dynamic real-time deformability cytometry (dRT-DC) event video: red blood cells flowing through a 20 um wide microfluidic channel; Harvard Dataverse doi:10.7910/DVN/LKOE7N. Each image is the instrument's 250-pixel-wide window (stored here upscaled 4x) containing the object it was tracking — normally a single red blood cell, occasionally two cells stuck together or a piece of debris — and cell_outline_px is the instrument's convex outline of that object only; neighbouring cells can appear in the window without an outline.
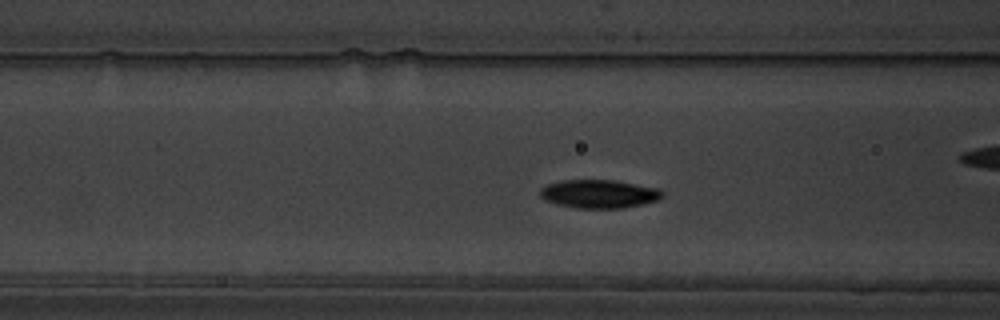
{"species": "common noctule bat (a hibernating species)", "species_latin": "Nyctalus noctula", "temperature_condition": "warm", "stored_images_in_passage": 41, "camera_frame_rate_fps": 3000, "um_per_image_px": 0.085, "animal": {"sex": "male", "body_mass_g": 19.5, "forearm_length_mm": 54.6}, "frame": {"image": 1, "passage_image": 5, "time_ms": 1.333, "image_size_px": [1000, 320], "cell_outline_px": [[664, 196], [656, 200], [624, 208], [576, 208], [560, 204], [548, 200], [540, 196], [540, 188], [548, 184], [564, 180], [612, 180], [660, 188], [664, 192]], "centroid_in_image_um": [50.96, 16.47], "position_along_channel_um": 115.6, "area_um2": 20.0}}
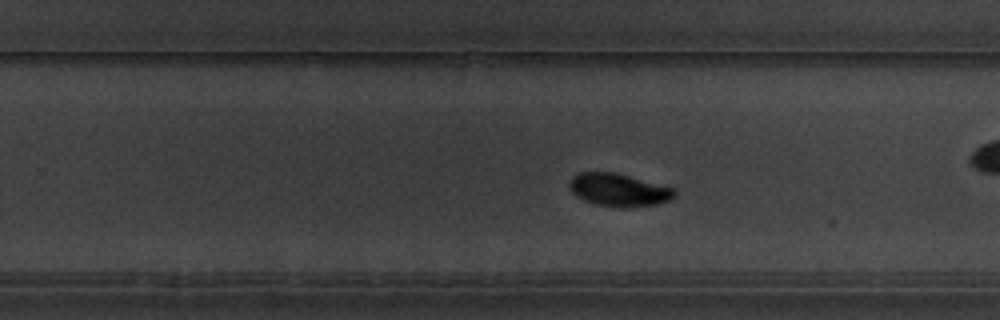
{"frame": {"image": 2, "passage_image": 19, "time_ms": 6.0, "image_size_px": [1000, 320], "cell_outline_px": [[676, 196], [660, 204], [628, 208], [624, 208], [596, 204], [584, 200], [576, 196], [568, 188], [568, 180], [572, 176], [580, 172], [612, 172], [628, 176], [672, 188], [676, 192]], "centroid_in_image_um": [52.54, 16.15], "position_along_channel_um": 277.3, "area_um2": 20.06}}
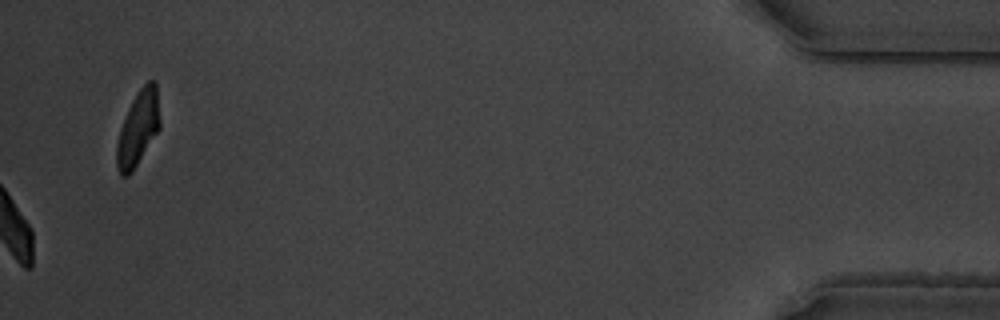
{"frame": {"image": 3, "passage_image": 41, "time_ms": 13.333, "image_size_px": [1000, 320], "cell_outline_px": [[160, 128], [132, 172], [128, 176], [120, 176], [116, 168], [116, 144], [120, 128], [128, 108], [132, 100], [140, 88], [148, 80], [156, 80], [160, 120]], "centroid_in_image_um": [11.72, 10.91], "position_along_channel_um": 423.5, "area_um2": 18.96}, "authors_computed_cell_mechanics": {"area_um2": 19.652, "velocity_mm_per_s": 3.4673, "shape_relaxation_time_tau1_ms": 1.9136, "shape_relaxation_time_tau2_ms": 9.2966, "deformation_change_tau1": 0.1103, "deformation_change_tau2": 0.0995}}